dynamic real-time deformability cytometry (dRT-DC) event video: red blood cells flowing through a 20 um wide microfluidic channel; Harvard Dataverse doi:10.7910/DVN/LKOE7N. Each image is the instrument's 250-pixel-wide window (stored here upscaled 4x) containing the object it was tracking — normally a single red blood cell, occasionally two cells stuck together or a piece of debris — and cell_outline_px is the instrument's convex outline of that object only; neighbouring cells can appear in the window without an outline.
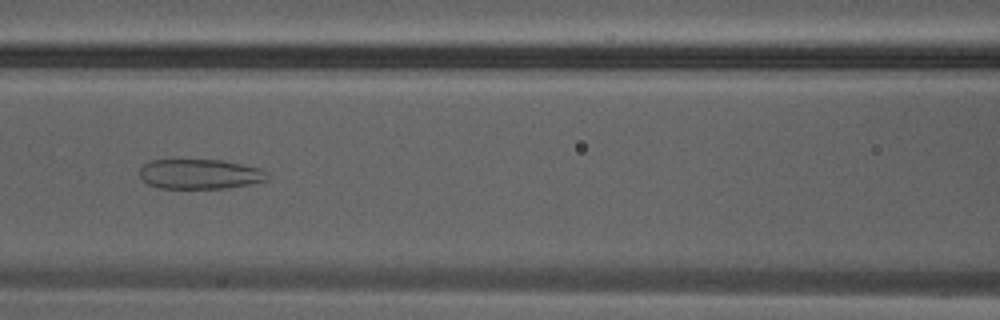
{"species": "Egyptian fruit bat (a non-hibernating species)", "species_latin": "Rousettus aegyptiacus", "temperature_condition": "warm", "stored_images_in_passage": 18, "camera_frame_rate_fps": 3000, "um_per_image_px": 0.085, "animal": {"sex": "male"}, "frame": {"image": 1, "passage_image": 13, "time_ms": 4.0, "image_size_px": [1000, 320], "cell_outline_px": [[268, 180], [228, 188], [160, 188], [148, 184], [140, 176], [140, 168], [144, 164], [152, 160], [220, 160], [260, 168], [268, 172]], "centroid_in_image_um": [17.0, 14.8], "position_along_channel_um": 149.6, "area_um2": 22.08}}